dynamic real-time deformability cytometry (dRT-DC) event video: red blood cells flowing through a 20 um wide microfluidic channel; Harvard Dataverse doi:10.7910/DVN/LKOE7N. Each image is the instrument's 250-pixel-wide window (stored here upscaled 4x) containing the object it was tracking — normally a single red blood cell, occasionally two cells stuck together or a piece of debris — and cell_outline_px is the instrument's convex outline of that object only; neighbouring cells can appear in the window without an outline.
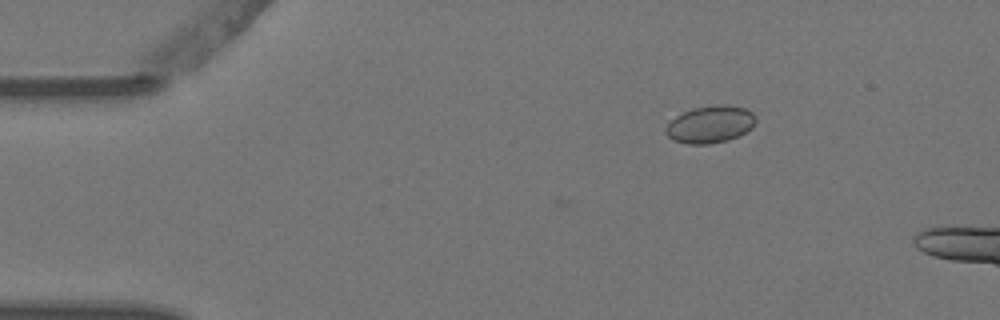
{"species": "Egyptian fruit bat (a non-hibernating species)", "species_latin": "Rousettus aegyptiacus", "temperature_condition": "warm", "stored_images_in_passage": 4, "camera_frame_rate_fps": 3000, "um_per_image_px": 0.085, "animal": {"sex": "female"}, "frame": {"image": 1, "passage_image": 2, "time_ms": 0.333, "image_size_px": [1000, 320], "cell_outline_px": [[756, 120], [752, 128], [728, 140], [708, 144], [688, 144], [672, 140], [664, 132], [664, 128], [676, 116], [692, 108], [716, 104], [728, 104], [744, 108], [752, 112], [756, 116]], "centroid_in_image_um": [60.36, 10.56], "position_along_channel_um": 24.6, "area_um2": 19.59}}